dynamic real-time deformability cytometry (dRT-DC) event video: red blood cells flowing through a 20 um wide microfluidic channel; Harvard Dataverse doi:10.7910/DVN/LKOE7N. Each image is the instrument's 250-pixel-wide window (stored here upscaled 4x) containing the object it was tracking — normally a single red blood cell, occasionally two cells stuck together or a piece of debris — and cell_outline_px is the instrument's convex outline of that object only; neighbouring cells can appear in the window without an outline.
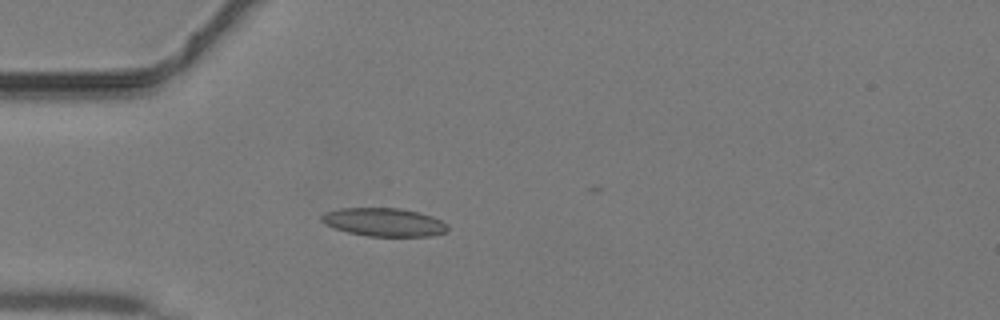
{"species": "common noctule bat (a hibernating species)", "species_latin": "Nyctalus noctula", "temperature_condition": "warm", "stored_images_in_passage": 5, "camera_frame_rate_fps": 3000, "um_per_image_px": 0.085, "animal": {"sex": "male", "body_mass_g": 19.2, "forearm_length_mm": 51.8}, "frame": {"image": 1, "passage_image": 1, "time_ms": 0.0, "image_size_px": [1000, 320], "cell_outline_px": [[448, 232], [432, 236], [368, 236], [348, 232], [336, 228], [320, 220], [320, 216], [324, 212], [340, 208], [400, 208], [420, 212], [432, 216], [448, 224]], "centroid_in_image_um": [32.68, 18.88], "position_along_channel_um": 52.3, "area_um2": 20.87}}
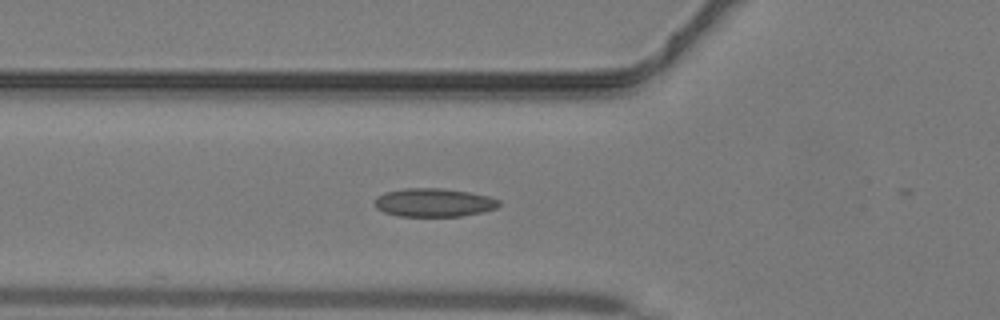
{"frame": {"image": 2, "passage_image": 4, "time_ms": 1.0, "image_size_px": [1000, 320], "cell_outline_px": [[500, 204], [496, 208], [480, 212], [460, 216], [400, 216], [384, 212], [376, 208], [372, 200], [376, 196], [384, 192], [404, 188], [444, 188], [468, 192], [488, 196], [500, 200]], "centroid_in_image_um": [36.82, 17.2], "position_along_channel_um": 89.0, "area_um2": 20.69}}